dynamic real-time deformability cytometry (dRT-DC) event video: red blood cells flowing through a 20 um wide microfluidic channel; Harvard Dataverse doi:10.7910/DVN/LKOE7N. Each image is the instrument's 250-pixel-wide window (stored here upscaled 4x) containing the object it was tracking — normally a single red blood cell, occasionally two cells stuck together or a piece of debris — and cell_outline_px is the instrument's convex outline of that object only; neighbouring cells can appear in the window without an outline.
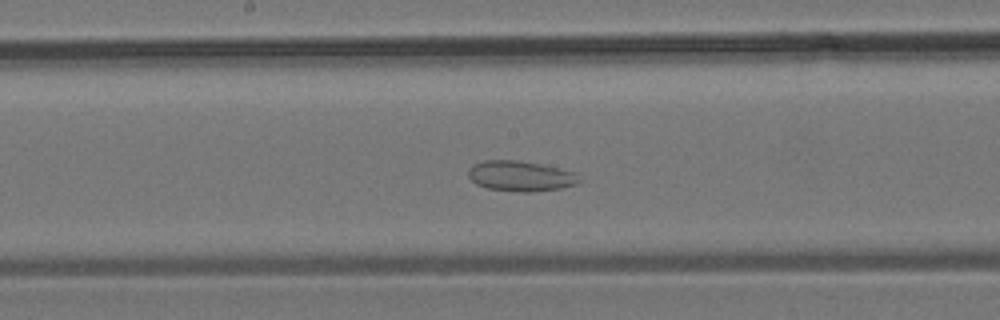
{"species": "common noctule bat (a hibernating species)", "species_latin": "Nyctalus noctula", "temperature_condition": "room temperature", "stored_images_in_passage": 32, "camera_frame_rate_fps": 3000, "um_per_image_px": 0.085, "animal": {"sex": "male", "body_mass_g": 19.2, "forearm_length_mm": 51.8}, "frame": {"image": 1, "passage_image": 14, "time_ms": 4.333, "image_size_px": [1000, 320], "cell_outline_px": [[584, 180], [576, 184], [560, 188], [532, 192], [520, 192], [488, 188], [476, 184], [468, 176], [468, 168], [472, 164], [484, 160], [516, 160], [540, 164], [576, 172]], "centroid_in_image_um": [44.26, 14.96], "position_along_channel_um": 203.9, "area_um2": 19.77}}
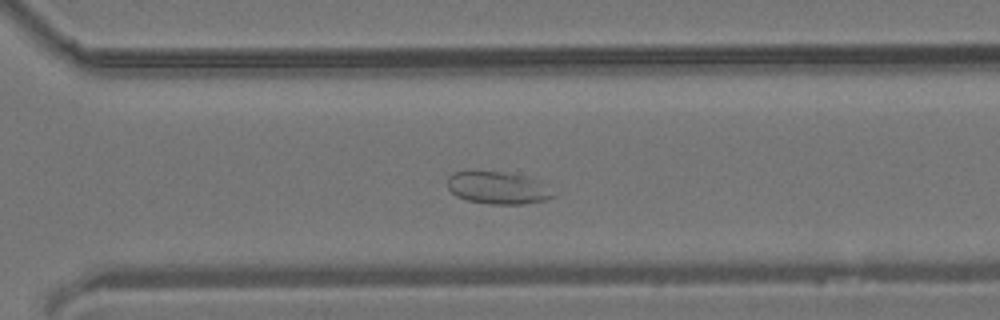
{"frame": {"image": 2, "passage_image": 21, "time_ms": 6.667, "image_size_px": [1000, 320], "cell_outline_px": [[556, 196], [548, 200], [524, 204], [488, 204], [468, 200], [456, 196], [448, 188], [448, 176], [452, 172], [504, 172], [524, 176], [540, 180]], "centroid_in_image_um": [42.34, 15.98], "position_along_channel_um": 328.3, "area_um2": 19.88}}
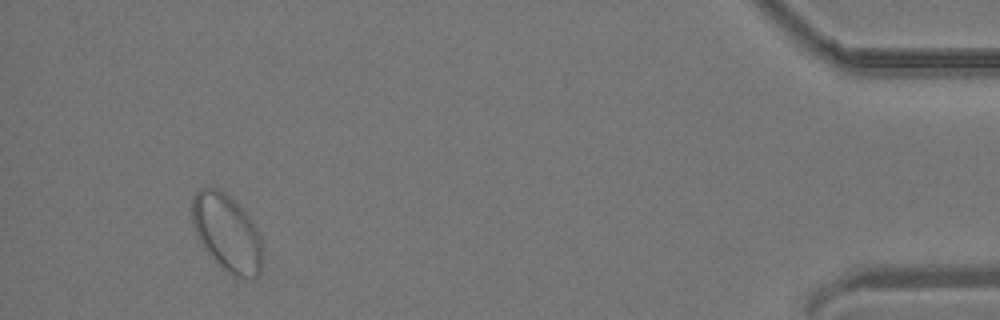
{"frame": {"image": 3, "passage_image": 30, "time_ms": 9.667, "image_size_px": [1000, 320], "cell_outline_px": [[264, 248], [260, 272], [252, 280], [244, 280], [232, 276], [220, 268], [204, 248], [196, 232], [192, 220], [192, 200], [196, 192], [200, 188], [216, 188], [224, 192], [248, 216], [256, 228], [260, 236]], "centroid_in_image_um": [19.32, 19.87], "position_along_channel_um": 415.9, "area_um2": 31.79}}